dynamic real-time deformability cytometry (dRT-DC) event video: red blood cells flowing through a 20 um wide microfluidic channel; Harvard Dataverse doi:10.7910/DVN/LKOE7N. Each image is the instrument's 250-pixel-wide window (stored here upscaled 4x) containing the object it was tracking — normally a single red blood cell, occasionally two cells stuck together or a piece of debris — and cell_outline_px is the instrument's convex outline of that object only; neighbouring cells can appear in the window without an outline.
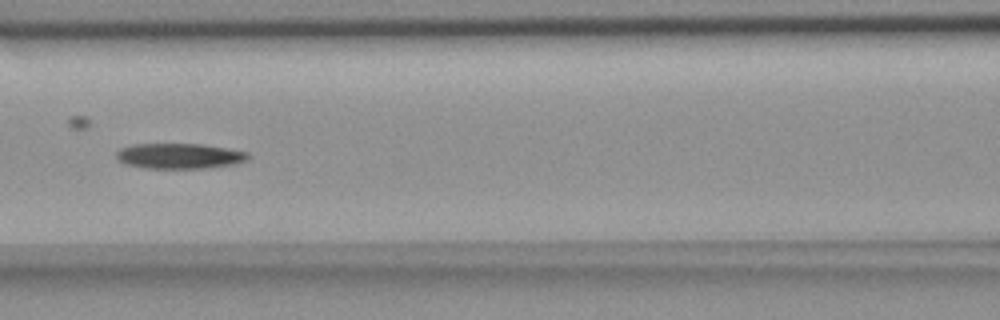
{"species": "common noctule bat (a hibernating species)", "species_latin": "Nyctalus noctula", "temperature_condition": "room temperature", "stored_images_in_passage": 8, "camera_frame_rate_fps": 3000, "um_per_image_px": 0.085, "animal": {"sex": "female", "body_mass_g": 18.4}, "frame": {"image": 1, "passage_image": 6, "time_ms": 5.667, "image_size_px": [1000, 320], "cell_outline_px": [[248, 160], [236, 164], [204, 168], [148, 168], [128, 164], [120, 160], [116, 156], [116, 152], [120, 148], [132, 144], [200, 144], [248, 152]], "centroid_in_image_um": [15.26, 13.25], "position_along_channel_um": 151.3, "area_um2": 19.25}}
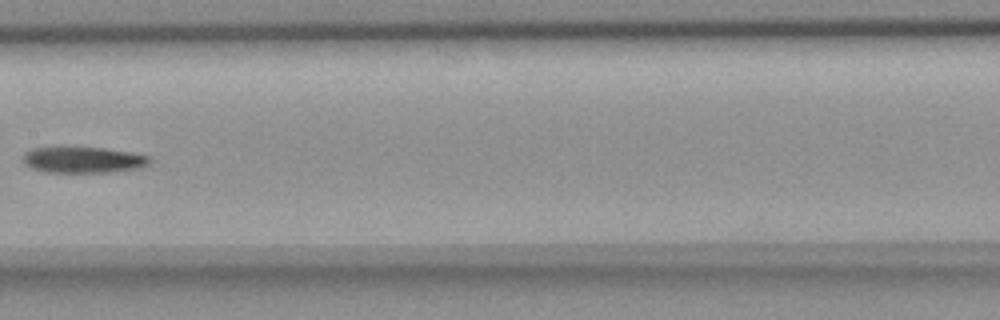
{"frame": {"image": 2, "passage_image": 7, "time_ms": 7.0, "image_size_px": [1000, 320], "cell_outline_px": [[152, 160], [148, 164], [140, 168], [108, 172], [44, 172], [32, 168], [24, 164], [24, 152], [32, 148], [104, 148], [152, 156]], "centroid_in_image_um": [7.1, 13.6], "position_along_channel_um": 200.3, "area_um2": 19.07}}
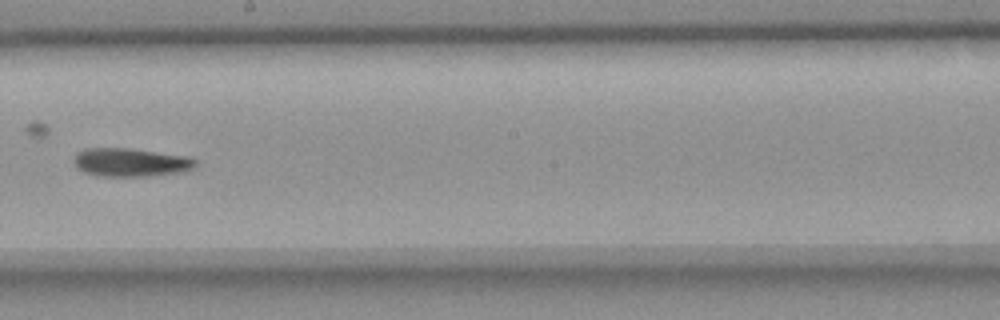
{"frame": {"image": 3, "passage_image": 8, "time_ms": 8.0, "image_size_px": [1000, 320], "cell_outline_px": [[196, 164], [192, 168], [180, 172], [144, 176], [96, 176], [84, 172], [76, 168], [76, 156], [84, 148], [128, 148], [184, 156], [196, 160]], "centroid_in_image_um": [11.07, 13.8], "position_along_channel_um": 237.1, "area_um2": 19.71}}